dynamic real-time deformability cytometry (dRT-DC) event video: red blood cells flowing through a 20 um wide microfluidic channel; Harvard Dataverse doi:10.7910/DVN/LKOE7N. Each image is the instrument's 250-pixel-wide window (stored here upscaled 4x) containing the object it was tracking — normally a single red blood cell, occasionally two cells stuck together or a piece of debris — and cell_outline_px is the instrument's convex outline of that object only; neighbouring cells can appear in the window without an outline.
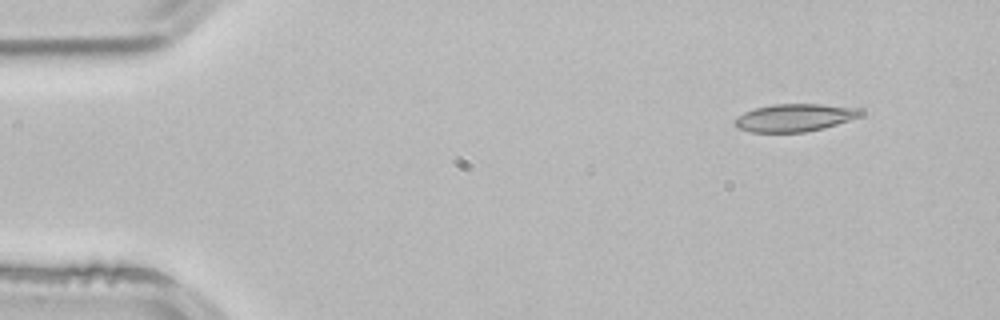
{"species": "common noctule bat (a hibernating species)", "species_latin": "Nyctalus noctula", "temperature_condition": "room temperature", "stored_images_in_passage": 3, "camera_frame_rate_fps": 3000, "um_per_image_px": 0.085, "animal": {"sex": "male", "body_mass_g": 21.5, "forearm_length_mm": 52.0}, "frame": {"image": 1, "passage_image": 1, "time_ms": 0.0, "image_size_px": [1000, 320], "cell_outline_px": [[864, 112], [860, 116], [824, 128], [804, 132], [748, 132], [736, 128], [736, 120], [744, 112], [756, 108], [772, 104], [820, 104], [864, 108]], "centroid_in_image_um": [67.58, 10.0], "position_along_channel_um": 17.4, "area_um2": 20.23}}
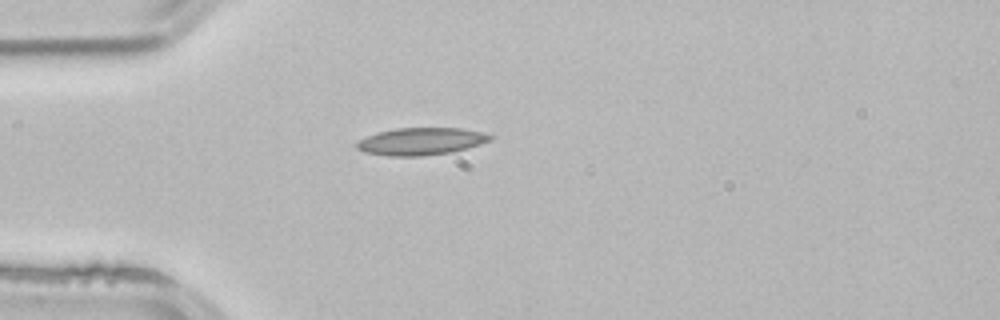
{"frame": {"image": 2, "passage_image": 3, "time_ms": 0.667, "image_size_px": [1000, 320], "cell_outline_px": [[492, 140], [468, 148], [452, 152], [420, 156], [388, 156], [364, 152], [356, 148], [356, 140], [376, 132], [396, 128], [464, 128], [480, 132], [492, 136]], "centroid_in_image_um": [35.74, 12.01], "position_along_channel_um": 49.3, "area_um2": 21.39}}